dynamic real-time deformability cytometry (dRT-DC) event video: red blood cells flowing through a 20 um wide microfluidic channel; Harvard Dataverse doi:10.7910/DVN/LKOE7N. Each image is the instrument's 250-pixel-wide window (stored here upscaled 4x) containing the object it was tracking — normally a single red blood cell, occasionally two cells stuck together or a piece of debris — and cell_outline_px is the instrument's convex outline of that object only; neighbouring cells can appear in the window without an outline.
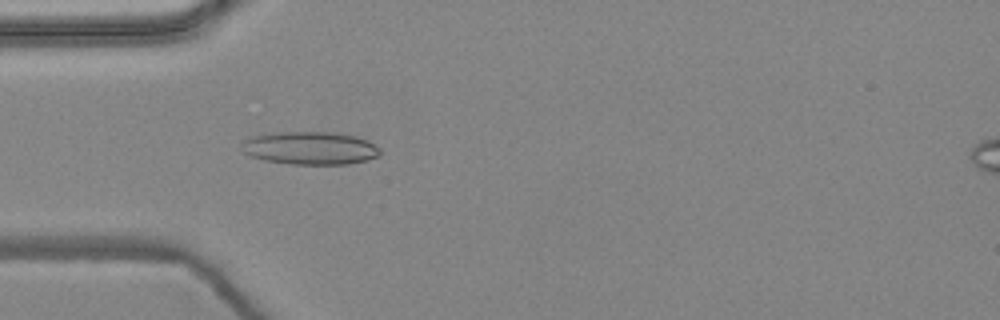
{"species": "common noctule bat (a hibernating species)", "species_latin": "Nyctalus noctula", "temperature_condition": "warm", "stored_images_in_passage": 3, "camera_frame_rate_fps": 3000, "um_per_image_px": 0.085, "animal": {"sex": "female", "body_mass_g": 24.6, "forearm_length_mm": 56.2}, "frame": {"image": 1, "passage_image": 3, "time_ms": 0.667, "image_size_px": [1000, 320], "cell_outline_px": [[380, 156], [348, 164], [292, 164], [264, 160], [248, 156], [240, 148], [240, 144], [244, 140], [252, 136], [276, 132], [332, 132], [356, 136], [380, 148]], "centroid_in_image_um": [26.3, 12.59], "position_along_channel_um": 58.7, "area_um2": 26.59}}